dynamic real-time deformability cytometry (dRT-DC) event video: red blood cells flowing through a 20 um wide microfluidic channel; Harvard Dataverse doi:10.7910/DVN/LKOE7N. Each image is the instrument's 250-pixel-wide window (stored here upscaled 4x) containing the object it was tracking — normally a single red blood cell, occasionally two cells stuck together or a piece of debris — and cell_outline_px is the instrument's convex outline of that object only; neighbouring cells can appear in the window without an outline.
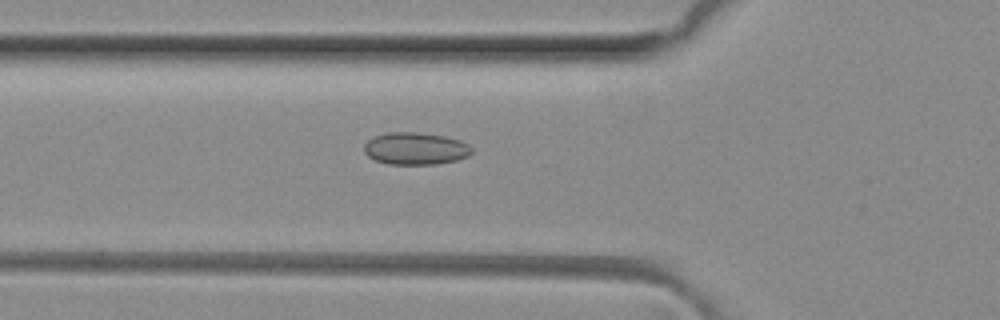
{"species": "common noctule bat (a hibernating species)", "species_latin": "Nyctalus noctula", "temperature_condition": "room temperature", "stored_images_in_passage": 39, "camera_frame_rate_fps": 3000, "um_per_image_px": 0.085, "animal": {"sex": "female", "body_mass_g": 29.2, "forearm_length_mm": 56.3}, "frame": {"image": 1, "passage_image": 7, "time_ms": 2.0, "image_size_px": [1000, 320], "cell_outline_px": [[472, 152], [468, 156], [456, 160], [436, 164], [388, 164], [376, 160], [368, 156], [364, 152], [364, 144], [372, 136], [388, 132], [416, 132], [444, 136], [460, 140], [468, 144], [472, 148]], "centroid_in_image_um": [35.3, 12.62], "position_along_channel_um": 90.5, "area_um2": 20.29}}
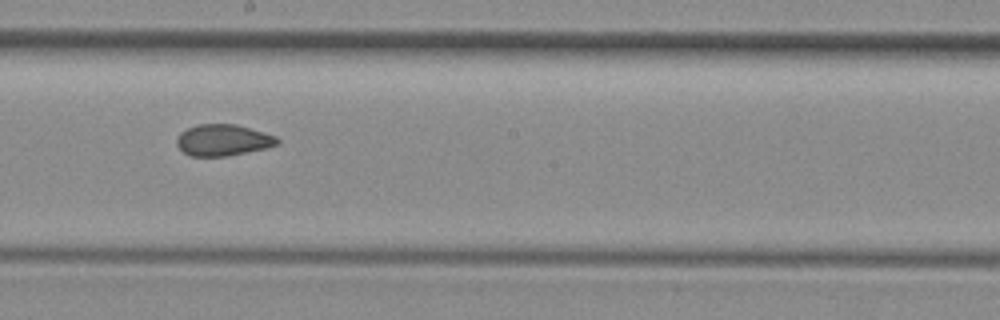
{"frame": {"image": 2, "passage_image": 17, "time_ms": 5.333, "image_size_px": [1000, 320], "cell_outline_px": [[280, 144], [264, 148], [228, 156], [192, 156], [184, 152], [176, 144], [176, 140], [180, 132], [188, 128], [200, 124], [236, 124], [276, 136], [280, 140]], "centroid_in_image_um": [18.96, 11.91], "position_along_channel_um": 229.2, "area_um2": 18.26}}
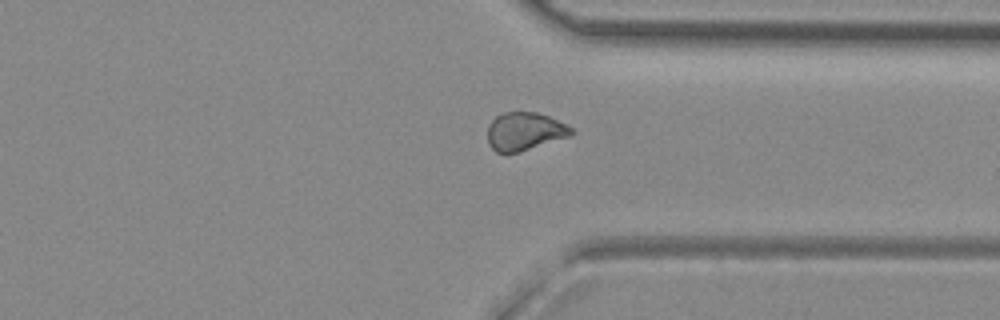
{"frame": {"image": 3, "passage_image": 27, "time_ms": 8.667, "image_size_px": [1000, 320], "cell_outline_px": [[576, 132], [572, 136], [520, 152], [496, 152], [488, 144], [488, 124], [496, 116], [504, 112], [536, 112], [548, 116], [572, 128]], "centroid_in_image_um": [44.61, 11.17], "position_along_channel_um": 366.8, "area_um2": 18.67}, "authors_computed_cell_mechanics": {"area_um2": 18.9006, "velocity_mm_per_s": 4.1533, "shape_relaxation_time_tau1_ms": null, "shape_relaxation_time_tau2_ms": 1.6149, "deformation_change_tau1": null, "deformation_change_tau2": 0.0708}}